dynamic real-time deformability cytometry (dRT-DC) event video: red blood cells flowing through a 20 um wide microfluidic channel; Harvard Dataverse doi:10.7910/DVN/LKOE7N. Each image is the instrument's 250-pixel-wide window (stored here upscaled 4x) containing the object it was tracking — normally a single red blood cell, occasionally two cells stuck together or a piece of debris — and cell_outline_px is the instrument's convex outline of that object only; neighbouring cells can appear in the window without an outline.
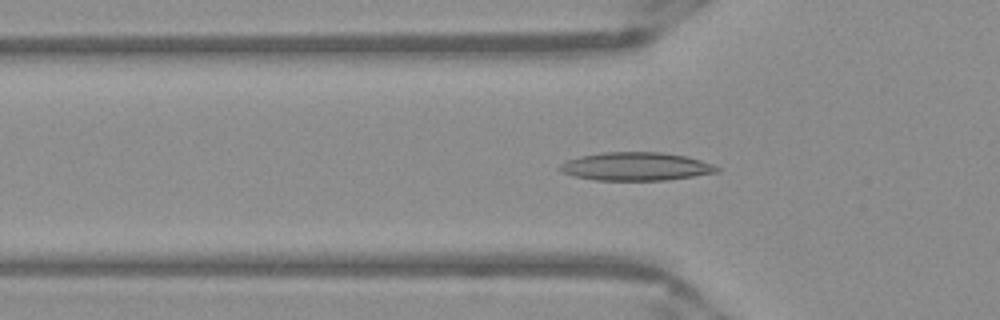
{"species": "Egyptian fruit bat (a non-hibernating species)", "species_latin": "Rousettus aegyptiacus", "temperature_condition": "warm", "stored_images_in_passage": 52, "camera_frame_rate_fps": 3000, "um_per_image_px": 0.085, "frame": {"image": 1, "passage_image": 17, "time_ms": 5.333, "image_size_px": [1000, 320], "cell_outline_px": [[720, 172], [668, 180], [596, 180], [572, 176], [556, 168], [560, 164], [568, 160], [580, 156], [604, 152], [660, 152], [688, 156], [712, 164], [720, 168]], "centroid_in_image_um": [54.07, 14.15], "position_along_channel_um": 71.7, "area_um2": 25.95}}
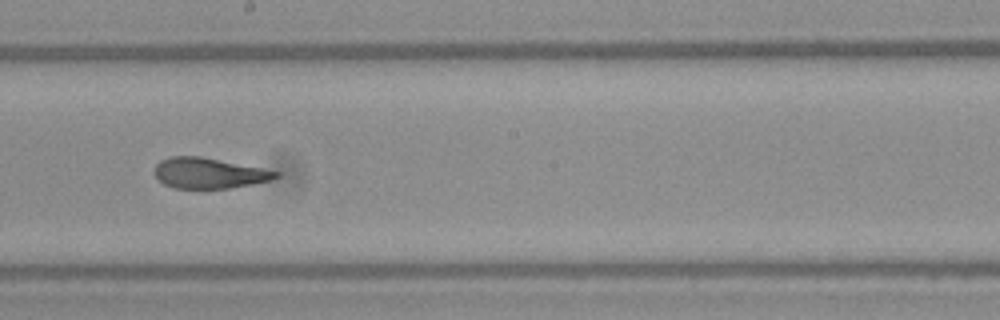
{"frame": {"image": 2, "passage_image": 29, "time_ms": 9.333, "image_size_px": [1000, 320], "cell_outline_px": [[280, 176], [272, 180], [252, 184], [228, 188], [172, 188], [164, 184], [152, 172], [156, 164], [160, 160], [172, 156], [200, 156], [280, 172]], "centroid_in_image_um": [17.73, 14.72], "position_along_channel_um": 230.5, "area_um2": 21.5}}
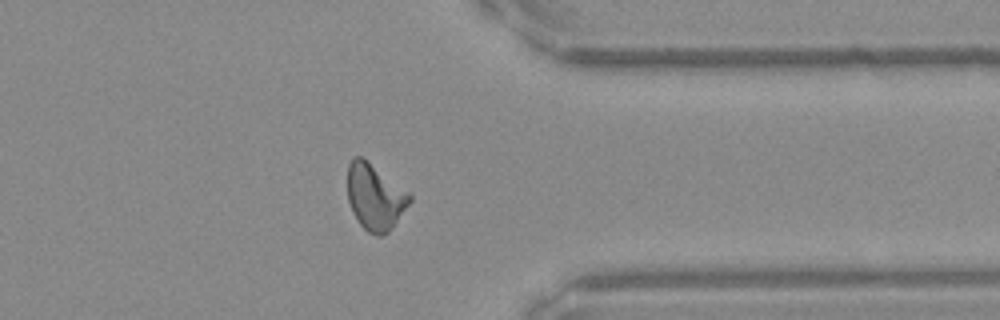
{"frame": {"image": 3, "passage_image": 41, "time_ms": 13.333, "image_size_px": [1000, 320], "cell_outline_px": [[412, 200], [392, 228], [388, 232], [380, 236], [376, 236], [368, 232], [360, 224], [352, 212], [348, 200], [348, 164], [356, 156], [360, 156], [408, 192], [412, 196]], "centroid_in_image_um": [31.87, 16.78], "position_along_channel_um": 379.5, "area_um2": 23.47}, "authors_computed_cell_mechanics": {"area_um2": 23.12, "velocity_mm_per_s": 3.9427, "shape_relaxation_time_tau1_ms": null, "shape_relaxation_time_tau2_ms": 1.7352, "deformation_change_tau1": null, "deformation_change_tau2": 0.0885}}